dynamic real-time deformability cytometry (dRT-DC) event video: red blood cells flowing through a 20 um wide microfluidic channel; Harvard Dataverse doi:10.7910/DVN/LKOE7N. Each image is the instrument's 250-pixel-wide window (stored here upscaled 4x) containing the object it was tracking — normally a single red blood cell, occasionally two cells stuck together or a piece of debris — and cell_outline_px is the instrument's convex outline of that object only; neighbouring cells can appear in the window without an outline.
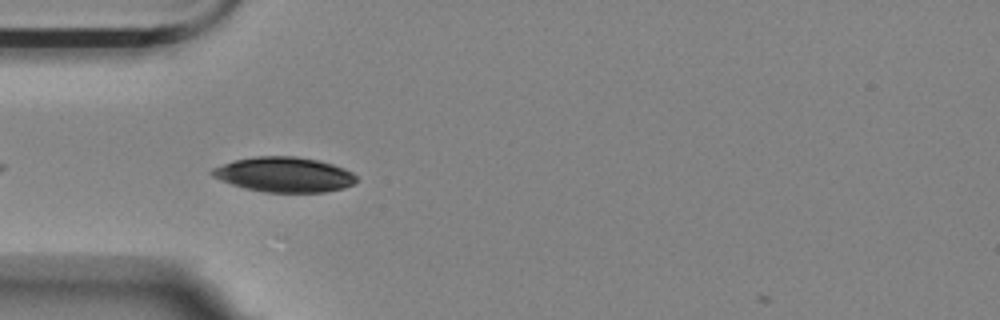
{"species": "Egyptian fruit bat (a non-hibernating species)", "species_latin": "Rousettus aegyptiacus", "temperature_condition": "room temperature", "stored_images_in_passage": 3, "camera_frame_rate_fps": 3000, "um_per_image_px": 0.085, "animal": {"sex": "female"}, "frame": {"image": 1, "passage_image": 2, "time_ms": 0.333, "image_size_px": [1000, 320], "cell_outline_px": [[356, 180], [352, 184], [344, 188], [324, 192], [264, 192], [244, 188], [220, 180], [212, 176], [208, 172], [212, 168], [236, 160], [256, 156], [296, 156], [320, 160], [344, 168], [352, 172], [356, 176]], "centroid_in_image_um": [24.15, 14.83], "position_along_channel_um": 60.8, "area_um2": 29.42}}
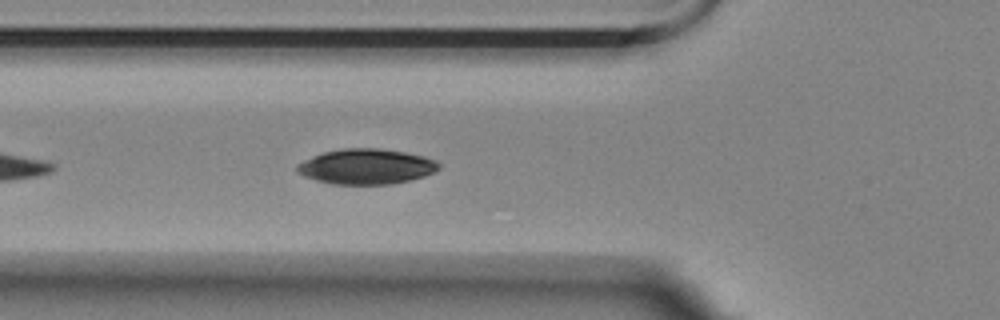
{"frame": {"image": 2, "passage_image": 3, "time_ms": 0.667, "image_size_px": [1000, 320], "cell_outline_px": [[440, 168], [436, 172], [424, 176], [392, 184], [332, 184], [316, 180], [304, 176], [296, 172], [296, 168], [304, 160], [324, 152], [344, 148], [380, 148], [404, 152], [424, 156], [436, 160], [440, 164]], "centroid_in_image_um": [31.17, 14.15], "position_along_channel_um": 94.6, "area_um2": 29.07}}